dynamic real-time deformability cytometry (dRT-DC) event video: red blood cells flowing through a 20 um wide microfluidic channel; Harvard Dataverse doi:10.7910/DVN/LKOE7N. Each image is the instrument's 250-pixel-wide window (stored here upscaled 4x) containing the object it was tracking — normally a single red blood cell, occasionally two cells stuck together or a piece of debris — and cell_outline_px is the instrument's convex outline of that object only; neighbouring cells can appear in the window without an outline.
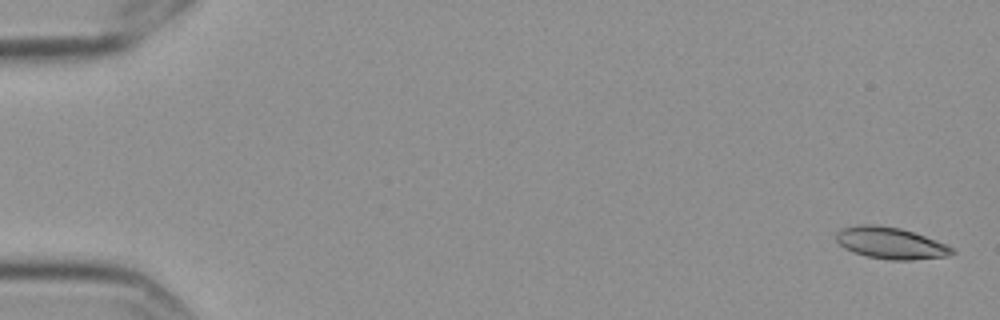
{"species": "Egyptian fruit bat (a non-hibernating species)", "species_latin": "Rousettus aegyptiacus", "temperature_condition": "cold", "stored_images_in_passage": 10, "camera_frame_rate_fps": 3000, "um_per_image_px": 0.085, "frame": {"image": 1, "passage_image": 1, "time_ms": 0.0, "image_size_px": [1000, 320], "cell_outline_px": [[956, 252], [948, 256], [912, 260], [892, 260], [868, 256], [852, 252], [844, 248], [836, 240], [836, 232], [840, 228], [860, 224], [876, 224], [900, 228], [924, 236], [944, 244], [952, 248]], "centroid_in_image_um": [75.65, 20.65], "position_along_channel_um": 9.3, "area_um2": 21.27}}
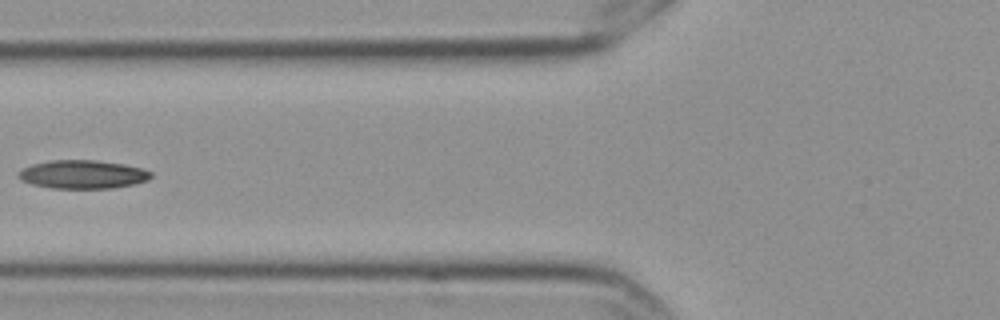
{"frame": {"image": 2, "passage_image": 7, "time_ms": 2.0, "image_size_px": [1000, 320], "cell_outline_px": [[152, 176], [148, 180], [136, 184], [112, 188], [52, 188], [32, 184], [20, 180], [16, 176], [24, 168], [32, 164], [52, 160], [96, 160], [124, 164], [140, 168], [152, 172]], "centroid_in_image_um": [7.04, 14.82], "position_along_channel_um": 118.8, "area_um2": 21.96}}
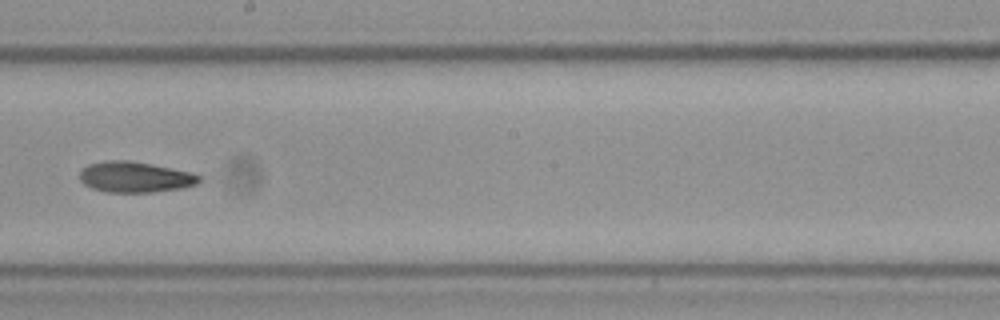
{"frame": {"image": 3, "passage_image": 10, "time_ms": 3.0, "image_size_px": [1000, 320], "cell_outline_px": [[200, 180], [196, 184], [184, 188], [152, 192], [104, 192], [92, 188], [84, 184], [80, 180], [80, 168], [88, 164], [108, 160], [128, 160], [192, 172], [200, 176]], "centroid_in_image_um": [11.45, 15.05], "position_along_channel_um": 236.8, "area_um2": 21.44}}